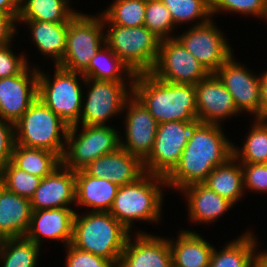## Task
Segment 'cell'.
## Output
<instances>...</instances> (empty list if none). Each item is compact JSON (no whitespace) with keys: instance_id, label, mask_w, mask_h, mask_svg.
<instances>
[{"instance_id":"cell-1","label":"cell","mask_w":267,"mask_h":267,"mask_svg":"<svg viewBox=\"0 0 267 267\" xmlns=\"http://www.w3.org/2000/svg\"><path fill=\"white\" fill-rule=\"evenodd\" d=\"M233 156V144L225 138L220 125L196 122L176 167L165 177L166 186L183 189L203 183L209 173Z\"/></svg>"},{"instance_id":"cell-2","label":"cell","mask_w":267,"mask_h":267,"mask_svg":"<svg viewBox=\"0 0 267 267\" xmlns=\"http://www.w3.org/2000/svg\"><path fill=\"white\" fill-rule=\"evenodd\" d=\"M129 86L158 124L169 121H198L196 89L192 84H173L150 72L138 73Z\"/></svg>"},{"instance_id":"cell-3","label":"cell","mask_w":267,"mask_h":267,"mask_svg":"<svg viewBox=\"0 0 267 267\" xmlns=\"http://www.w3.org/2000/svg\"><path fill=\"white\" fill-rule=\"evenodd\" d=\"M75 212L71 244L86 252L104 257L118 266L129 236L127 230L109 212H93L79 217Z\"/></svg>"},{"instance_id":"cell-4","label":"cell","mask_w":267,"mask_h":267,"mask_svg":"<svg viewBox=\"0 0 267 267\" xmlns=\"http://www.w3.org/2000/svg\"><path fill=\"white\" fill-rule=\"evenodd\" d=\"M160 184L166 185L165 177L145 172L133 183L119 186L109 213L129 231L134 220H160Z\"/></svg>"},{"instance_id":"cell-5","label":"cell","mask_w":267,"mask_h":267,"mask_svg":"<svg viewBox=\"0 0 267 267\" xmlns=\"http://www.w3.org/2000/svg\"><path fill=\"white\" fill-rule=\"evenodd\" d=\"M69 126L37 98L22 117L14 123L15 143L28 148H42L62 158ZM61 131V132H60ZM18 133V134H17Z\"/></svg>"},{"instance_id":"cell-6","label":"cell","mask_w":267,"mask_h":267,"mask_svg":"<svg viewBox=\"0 0 267 267\" xmlns=\"http://www.w3.org/2000/svg\"><path fill=\"white\" fill-rule=\"evenodd\" d=\"M105 44L135 73H149L154 68L161 39L146 26L109 25Z\"/></svg>"},{"instance_id":"cell-7","label":"cell","mask_w":267,"mask_h":267,"mask_svg":"<svg viewBox=\"0 0 267 267\" xmlns=\"http://www.w3.org/2000/svg\"><path fill=\"white\" fill-rule=\"evenodd\" d=\"M83 130L77 136V127H69L65 139V148L61 164L73 171L82 170L98 157L116 151L120 147L118 132L105 125H82ZM68 150V151H67Z\"/></svg>"},{"instance_id":"cell-8","label":"cell","mask_w":267,"mask_h":267,"mask_svg":"<svg viewBox=\"0 0 267 267\" xmlns=\"http://www.w3.org/2000/svg\"><path fill=\"white\" fill-rule=\"evenodd\" d=\"M104 24L102 15L96 18L77 13L69 22L65 54L57 66L83 73L101 45H105Z\"/></svg>"},{"instance_id":"cell-9","label":"cell","mask_w":267,"mask_h":267,"mask_svg":"<svg viewBox=\"0 0 267 267\" xmlns=\"http://www.w3.org/2000/svg\"><path fill=\"white\" fill-rule=\"evenodd\" d=\"M55 67L53 82L42 71H38L37 97L69 127L78 125L83 97L77 76L82 73Z\"/></svg>"},{"instance_id":"cell-10","label":"cell","mask_w":267,"mask_h":267,"mask_svg":"<svg viewBox=\"0 0 267 267\" xmlns=\"http://www.w3.org/2000/svg\"><path fill=\"white\" fill-rule=\"evenodd\" d=\"M150 73L164 82L192 85L210 74L177 38L161 40L156 64Z\"/></svg>"},{"instance_id":"cell-11","label":"cell","mask_w":267,"mask_h":267,"mask_svg":"<svg viewBox=\"0 0 267 267\" xmlns=\"http://www.w3.org/2000/svg\"><path fill=\"white\" fill-rule=\"evenodd\" d=\"M196 122L169 121L158 124L153 149L143 161L145 172L166 177L178 164Z\"/></svg>"},{"instance_id":"cell-12","label":"cell","mask_w":267,"mask_h":267,"mask_svg":"<svg viewBox=\"0 0 267 267\" xmlns=\"http://www.w3.org/2000/svg\"><path fill=\"white\" fill-rule=\"evenodd\" d=\"M211 21L197 22V25L176 38L209 73H215L232 56L233 51Z\"/></svg>"},{"instance_id":"cell-13","label":"cell","mask_w":267,"mask_h":267,"mask_svg":"<svg viewBox=\"0 0 267 267\" xmlns=\"http://www.w3.org/2000/svg\"><path fill=\"white\" fill-rule=\"evenodd\" d=\"M84 84H90L86 103L82 106L80 120L82 125H106L105 122L124 110L128 98L124 82L97 81L83 76ZM89 82V83H88Z\"/></svg>"},{"instance_id":"cell-14","label":"cell","mask_w":267,"mask_h":267,"mask_svg":"<svg viewBox=\"0 0 267 267\" xmlns=\"http://www.w3.org/2000/svg\"><path fill=\"white\" fill-rule=\"evenodd\" d=\"M231 56L215 74L232 95L236 109L255 114L261 118L260 78L234 62Z\"/></svg>"},{"instance_id":"cell-15","label":"cell","mask_w":267,"mask_h":267,"mask_svg":"<svg viewBox=\"0 0 267 267\" xmlns=\"http://www.w3.org/2000/svg\"><path fill=\"white\" fill-rule=\"evenodd\" d=\"M0 79V118L16 123L38 98V70ZM31 74V76H29ZM32 77V78H31Z\"/></svg>"},{"instance_id":"cell-16","label":"cell","mask_w":267,"mask_h":267,"mask_svg":"<svg viewBox=\"0 0 267 267\" xmlns=\"http://www.w3.org/2000/svg\"><path fill=\"white\" fill-rule=\"evenodd\" d=\"M125 108L129 109L125 121L127 143L120 141V147L144 161L153 149L158 123L133 94Z\"/></svg>"},{"instance_id":"cell-17","label":"cell","mask_w":267,"mask_h":267,"mask_svg":"<svg viewBox=\"0 0 267 267\" xmlns=\"http://www.w3.org/2000/svg\"><path fill=\"white\" fill-rule=\"evenodd\" d=\"M198 122L220 124L227 116L238 112L232 95L215 73H210L195 85Z\"/></svg>"},{"instance_id":"cell-18","label":"cell","mask_w":267,"mask_h":267,"mask_svg":"<svg viewBox=\"0 0 267 267\" xmlns=\"http://www.w3.org/2000/svg\"><path fill=\"white\" fill-rule=\"evenodd\" d=\"M117 267H172L169 240L138 233L131 243L129 236Z\"/></svg>"},{"instance_id":"cell-19","label":"cell","mask_w":267,"mask_h":267,"mask_svg":"<svg viewBox=\"0 0 267 267\" xmlns=\"http://www.w3.org/2000/svg\"><path fill=\"white\" fill-rule=\"evenodd\" d=\"M82 170L90 176L105 178L118 186L133 183L145 173L143 161L121 147L98 157Z\"/></svg>"},{"instance_id":"cell-20","label":"cell","mask_w":267,"mask_h":267,"mask_svg":"<svg viewBox=\"0 0 267 267\" xmlns=\"http://www.w3.org/2000/svg\"><path fill=\"white\" fill-rule=\"evenodd\" d=\"M73 201L75 202V171L62 164L41 179L30 199L32 211L65 208Z\"/></svg>"},{"instance_id":"cell-21","label":"cell","mask_w":267,"mask_h":267,"mask_svg":"<svg viewBox=\"0 0 267 267\" xmlns=\"http://www.w3.org/2000/svg\"><path fill=\"white\" fill-rule=\"evenodd\" d=\"M74 215L75 212L68 207L32 211L25 237L39 246L42 236L64 241L67 246L73 239Z\"/></svg>"},{"instance_id":"cell-22","label":"cell","mask_w":267,"mask_h":267,"mask_svg":"<svg viewBox=\"0 0 267 267\" xmlns=\"http://www.w3.org/2000/svg\"><path fill=\"white\" fill-rule=\"evenodd\" d=\"M31 217L30 199L7 190L0 183V234L4 238L25 236Z\"/></svg>"},{"instance_id":"cell-23","label":"cell","mask_w":267,"mask_h":267,"mask_svg":"<svg viewBox=\"0 0 267 267\" xmlns=\"http://www.w3.org/2000/svg\"><path fill=\"white\" fill-rule=\"evenodd\" d=\"M119 186L105 178H96L83 170L75 171V203L93 212H109Z\"/></svg>"},{"instance_id":"cell-24","label":"cell","mask_w":267,"mask_h":267,"mask_svg":"<svg viewBox=\"0 0 267 267\" xmlns=\"http://www.w3.org/2000/svg\"><path fill=\"white\" fill-rule=\"evenodd\" d=\"M188 199L189 216L194 222H212L233 206L204 183H194L181 189Z\"/></svg>"},{"instance_id":"cell-25","label":"cell","mask_w":267,"mask_h":267,"mask_svg":"<svg viewBox=\"0 0 267 267\" xmlns=\"http://www.w3.org/2000/svg\"><path fill=\"white\" fill-rule=\"evenodd\" d=\"M172 267H209L213 246L195 232L181 231L176 244L169 240Z\"/></svg>"},{"instance_id":"cell-26","label":"cell","mask_w":267,"mask_h":267,"mask_svg":"<svg viewBox=\"0 0 267 267\" xmlns=\"http://www.w3.org/2000/svg\"><path fill=\"white\" fill-rule=\"evenodd\" d=\"M27 23L35 45L42 54L55 59L57 66L63 59L66 49V35L69 23H51L39 20H17Z\"/></svg>"},{"instance_id":"cell-27","label":"cell","mask_w":267,"mask_h":267,"mask_svg":"<svg viewBox=\"0 0 267 267\" xmlns=\"http://www.w3.org/2000/svg\"><path fill=\"white\" fill-rule=\"evenodd\" d=\"M237 162L239 161L232 156L224 164L216 166L203 182L233 205L244 191L242 166L240 163L236 164Z\"/></svg>"},{"instance_id":"cell-28","label":"cell","mask_w":267,"mask_h":267,"mask_svg":"<svg viewBox=\"0 0 267 267\" xmlns=\"http://www.w3.org/2000/svg\"><path fill=\"white\" fill-rule=\"evenodd\" d=\"M104 46L105 50L102 47L98 50L81 77L97 81L124 82L123 75H127L133 82L136 74L106 44ZM123 71L126 73L123 74Z\"/></svg>"},{"instance_id":"cell-29","label":"cell","mask_w":267,"mask_h":267,"mask_svg":"<svg viewBox=\"0 0 267 267\" xmlns=\"http://www.w3.org/2000/svg\"><path fill=\"white\" fill-rule=\"evenodd\" d=\"M11 162L29 174L44 178L61 165V158L46 149L28 148L15 143Z\"/></svg>"},{"instance_id":"cell-30","label":"cell","mask_w":267,"mask_h":267,"mask_svg":"<svg viewBox=\"0 0 267 267\" xmlns=\"http://www.w3.org/2000/svg\"><path fill=\"white\" fill-rule=\"evenodd\" d=\"M20 0L17 20L69 23L77 12L68 8V0Z\"/></svg>"},{"instance_id":"cell-31","label":"cell","mask_w":267,"mask_h":267,"mask_svg":"<svg viewBox=\"0 0 267 267\" xmlns=\"http://www.w3.org/2000/svg\"><path fill=\"white\" fill-rule=\"evenodd\" d=\"M255 240L249 232L230 242L220 252L214 249L209 267H246L255 256Z\"/></svg>"},{"instance_id":"cell-32","label":"cell","mask_w":267,"mask_h":267,"mask_svg":"<svg viewBox=\"0 0 267 267\" xmlns=\"http://www.w3.org/2000/svg\"><path fill=\"white\" fill-rule=\"evenodd\" d=\"M40 247L23 237L5 238L0 244L2 267H36Z\"/></svg>"},{"instance_id":"cell-33","label":"cell","mask_w":267,"mask_h":267,"mask_svg":"<svg viewBox=\"0 0 267 267\" xmlns=\"http://www.w3.org/2000/svg\"><path fill=\"white\" fill-rule=\"evenodd\" d=\"M237 149L233 146V156L242 164L267 163V118L256 119L243 148Z\"/></svg>"},{"instance_id":"cell-34","label":"cell","mask_w":267,"mask_h":267,"mask_svg":"<svg viewBox=\"0 0 267 267\" xmlns=\"http://www.w3.org/2000/svg\"><path fill=\"white\" fill-rule=\"evenodd\" d=\"M146 0H115L101 15L103 22L111 25L144 26Z\"/></svg>"},{"instance_id":"cell-35","label":"cell","mask_w":267,"mask_h":267,"mask_svg":"<svg viewBox=\"0 0 267 267\" xmlns=\"http://www.w3.org/2000/svg\"><path fill=\"white\" fill-rule=\"evenodd\" d=\"M42 178L16 167L11 161L2 167L0 183L7 190L31 199Z\"/></svg>"},{"instance_id":"cell-36","label":"cell","mask_w":267,"mask_h":267,"mask_svg":"<svg viewBox=\"0 0 267 267\" xmlns=\"http://www.w3.org/2000/svg\"><path fill=\"white\" fill-rule=\"evenodd\" d=\"M169 10L174 25L194 21L200 18L202 21H209L211 14L210 0H161Z\"/></svg>"},{"instance_id":"cell-37","label":"cell","mask_w":267,"mask_h":267,"mask_svg":"<svg viewBox=\"0 0 267 267\" xmlns=\"http://www.w3.org/2000/svg\"><path fill=\"white\" fill-rule=\"evenodd\" d=\"M144 26L161 40L174 38L168 34L174 28V22L169 10L161 0H146Z\"/></svg>"},{"instance_id":"cell-38","label":"cell","mask_w":267,"mask_h":267,"mask_svg":"<svg viewBox=\"0 0 267 267\" xmlns=\"http://www.w3.org/2000/svg\"><path fill=\"white\" fill-rule=\"evenodd\" d=\"M211 14L221 10L267 18V0H210Z\"/></svg>"},{"instance_id":"cell-39","label":"cell","mask_w":267,"mask_h":267,"mask_svg":"<svg viewBox=\"0 0 267 267\" xmlns=\"http://www.w3.org/2000/svg\"><path fill=\"white\" fill-rule=\"evenodd\" d=\"M66 267H117L112 261L67 245Z\"/></svg>"},{"instance_id":"cell-40","label":"cell","mask_w":267,"mask_h":267,"mask_svg":"<svg viewBox=\"0 0 267 267\" xmlns=\"http://www.w3.org/2000/svg\"><path fill=\"white\" fill-rule=\"evenodd\" d=\"M243 185L253 191H267V163L241 164Z\"/></svg>"},{"instance_id":"cell-41","label":"cell","mask_w":267,"mask_h":267,"mask_svg":"<svg viewBox=\"0 0 267 267\" xmlns=\"http://www.w3.org/2000/svg\"><path fill=\"white\" fill-rule=\"evenodd\" d=\"M27 67V60L23 56L14 55L9 48V44L0 47V79L20 74Z\"/></svg>"},{"instance_id":"cell-42","label":"cell","mask_w":267,"mask_h":267,"mask_svg":"<svg viewBox=\"0 0 267 267\" xmlns=\"http://www.w3.org/2000/svg\"><path fill=\"white\" fill-rule=\"evenodd\" d=\"M13 128L14 124L12 122L0 118V172L2 167L11 161L15 144V131Z\"/></svg>"},{"instance_id":"cell-43","label":"cell","mask_w":267,"mask_h":267,"mask_svg":"<svg viewBox=\"0 0 267 267\" xmlns=\"http://www.w3.org/2000/svg\"><path fill=\"white\" fill-rule=\"evenodd\" d=\"M17 20L10 15L0 13V47L10 44L13 34L16 32Z\"/></svg>"},{"instance_id":"cell-44","label":"cell","mask_w":267,"mask_h":267,"mask_svg":"<svg viewBox=\"0 0 267 267\" xmlns=\"http://www.w3.org/2000/svg\"><path fill=\"white\" fill-rule=\"evenodd\" d=\"M19 10L20 0H0V13L13 16L17 20Z\"/></svg>"},{"instance_id":"cell-45","label":"cell","mask_w":267,"mask_h":267,"mask_svg":"<svg viewBox=\"0 0 267 267\" xmlns=\"http://www.w3.org/2000/svg\"><path fill=\"white\" fill-rule=\"evenodd\" d=\"M261 118H267V71L260 77Z\"/></svg>"},{"instance_id":"cell-46","label":"cell","mask_w":267,"mask_h":267,"mask_svg":"<svg viewBox=\"0 0 267 267\" xmlns=\"http://www.w3.org/2000/svg\"><path fill=\"white\" fill-rule=\"evenodd\" d=\"M259 267H267V251L259 254Z\"/></svg>"},{"instance_id":"cell-47","label":"cell","mask_w":267,"mask_h":267,"mask_svg":"<svg viewBox=\"0 0 267 267\" xmlns=\"http://www.w3.org/2000/svg\"><path fill=\"white\" fill-rule=\"evenodd\" d=\"M246 267H259V254L257 253Z\"/></svg>"},{"instance_id":"cell-48","label":"cell","mask_w":267,"mask_h":267,"mask_svg":"<svg viewBox=\"0 0 267 267\" xmlns=\"http://www.w3.org/2000/svg\"><path fill=\"white\" fill-rule=\"evenodd\" d=\"M4 237L0 234V244L4 241Z\"/></svg>"}]
</instances>
